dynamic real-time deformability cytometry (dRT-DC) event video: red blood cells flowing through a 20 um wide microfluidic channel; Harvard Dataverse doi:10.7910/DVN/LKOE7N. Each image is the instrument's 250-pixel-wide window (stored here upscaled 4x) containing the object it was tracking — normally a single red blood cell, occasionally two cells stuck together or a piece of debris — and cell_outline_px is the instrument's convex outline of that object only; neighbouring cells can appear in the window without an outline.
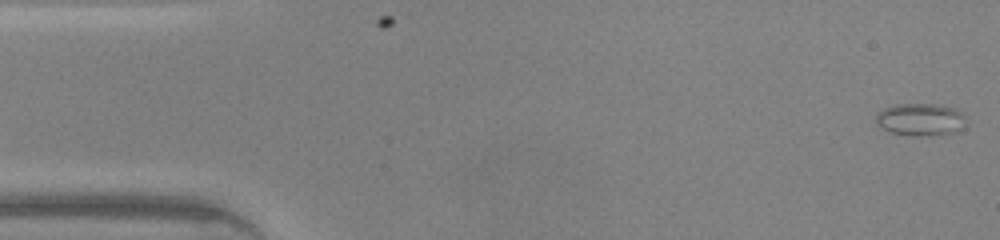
{"species": "common noctule bat (a hibernating species)", "species_latin": "Nyctalus noctula", "temperature_condition": "warm", "stored_images_in_passage": 45, "camera_frame_rate_fps": 3000, "um_per_image_px": 0.085, "animal": {"sex": "male", "body_mass_g": 20.0, "forearm_length_mm": 53.3}, "frame": {"image": 1, "passage_image": 1, "time_ms": 0.0, "image_size_px": [1000, 240], "cell_outline_px": [[968, 124], [964, 128], [956, 132], [940, 136], [908, 136], [888, 132], [876, 124], [876, 112], [884, 108], [896, 104], [936, 104], [956, 108], [964, 116]], "centroid_in_image_um": [78.26, 10.19], "position_along_channel_um": 6.7, "area_um2": 17.69}}
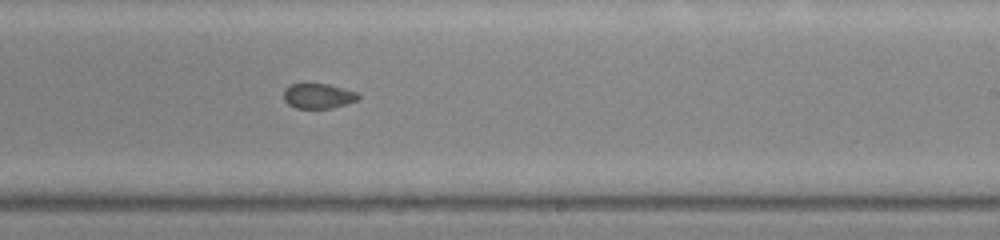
{"frame": {"image": 2, "passage_image": 27, "time_ms": 8.667, "image_size_px": [1000, 240], "cell_outline_px": [[360, 96], [356, 100], [332, 108], [296, 108], [288, 104], [284, 100], [284, 88], [292, 84], [328, 84], [356, 92]], "centroid_in_image_um": [27.01, 8.16], "position_along_channel_um": 262.0, "area_um2": 10.69}}
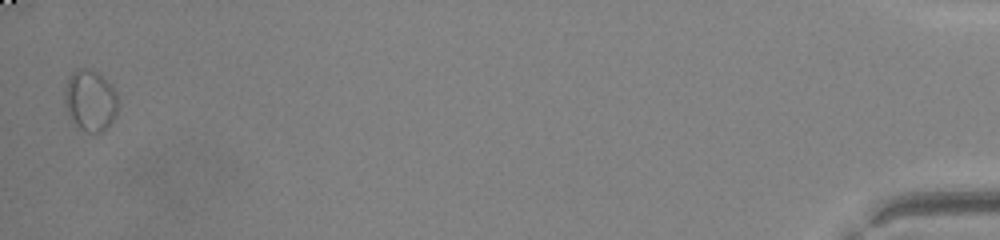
{"frame": {"image": 3, "passage_image": 45, "time_ms": 14.667, "image_size_px": [1000, 240], "cell_outline_px": [[116, 116], [108, 128], [104, 132], [84, 132], [68, 116], [64, 104], [64, 88], [68, 76], [76, 68], [92, 68], [112, 84], [116, 92]], "centroid_in_image_um": [7.65, 8.52], "position_along_channel_um": 427.6, "area_um2": 19.48}, "authors_computed_cell_mechanics": {"area_um2": 12.4848, "velocity_mm_per_s": 4.4126, "shape_relaxation_time_tau1_ms": null, "shape_relaxation_time_tau2_ms": 1.2394, "deformation_change_tau1": null, "deformation_change_tau2": 0.0586}}